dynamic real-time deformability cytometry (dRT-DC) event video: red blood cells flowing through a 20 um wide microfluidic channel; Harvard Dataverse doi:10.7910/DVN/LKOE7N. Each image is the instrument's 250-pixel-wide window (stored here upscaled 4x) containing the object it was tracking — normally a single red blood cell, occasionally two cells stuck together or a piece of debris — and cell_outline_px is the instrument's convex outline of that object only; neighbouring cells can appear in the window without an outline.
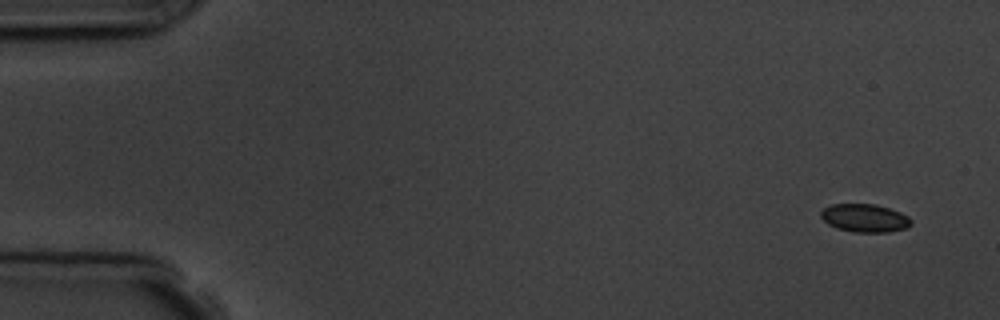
{"species": "common noctule bat (a hibernating species)", "species_latin": "Nyctalus noctula", "temperature_condition": "room temperature", "stored_images_in_passage": 6, "camera_frame_rate_fps": 3000, "um_per_image_px": 0.085, "animal": {"sex": "male", "body_mass_g": 19.5, "forearm_length_mm": 54.6}, "frame": {"image": 1, "passage_image": 1, "time_ms": 0.0, "image_size_px": [1000, 320], "cell_outline_px": [[912, 224], [908, 228], [888, 232], [852, 232], [836, 228], [828, 224], [820, 216], [820, 212], [824, 208], [832, 204], [876, 204], [900, 212], [908, 216], [912, 220]], "centroid_in_image_um": [73.52, 18.54], "position_along_channel_um": 11.5, "area_um2": 14.91}}
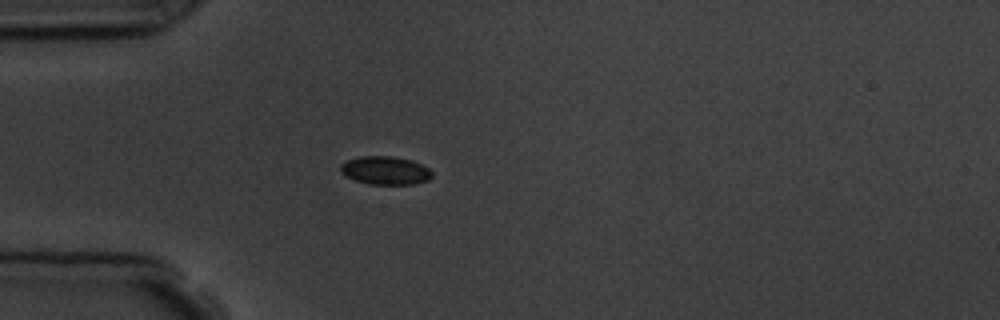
{"frame": {"image": 2, "passage_image": 4, "time_ms": 4.333, "image_size_px": [1000, 320], "cell_outline_px": [[432, 176], [428, 180], [416, 184], [368, 184], [356, 180], [340, 172], [340, 164], [348, 160], [360, 156], [392, 156], [412, 160], [428, 168], [432, 172]], "centroid_in_image_um": [32.76, 14.48], "position_along_channel_um": 52.2, "area_um2": 15.03}}